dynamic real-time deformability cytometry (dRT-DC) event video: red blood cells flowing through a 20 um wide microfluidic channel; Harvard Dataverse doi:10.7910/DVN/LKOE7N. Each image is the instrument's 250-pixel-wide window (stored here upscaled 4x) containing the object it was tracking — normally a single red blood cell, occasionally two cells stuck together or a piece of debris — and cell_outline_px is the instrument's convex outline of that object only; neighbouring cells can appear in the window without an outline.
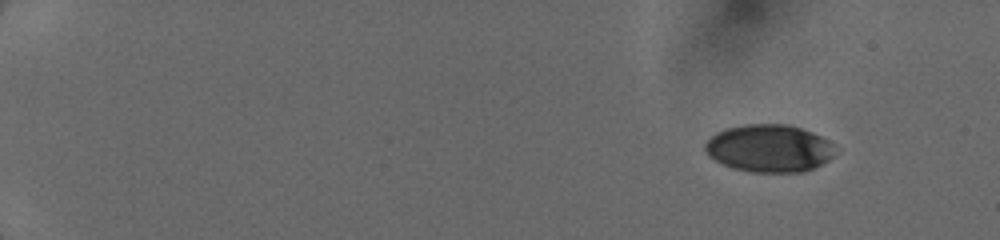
{"species": "human", "species_latin": "Homo sapiens", "temperature_condition": "cold", "stored_images_in_passage": 11, "camera_frame_rate_fps": 3000, "um_per_image_px": 0.085, "donor": {"sex": "female"}, "frame": {"image": 1, "passage_image": 3, "time_ms": 1.333, "image_size_px": [1000, 240], "cell_outline_px": [[832, 156], [828, 160], [804, 172], [752, 172], [732, 168], [708, 156], [704, 148], [704, 144], [716, 132], [724, 128], [744, 124], [788, 124], [812, 132], [828, 140], [832, 144]], "centroid_in_image_um": [65.33, 12.6], "position_along_channel_um": 19.7, "area_um2": 35.89}}
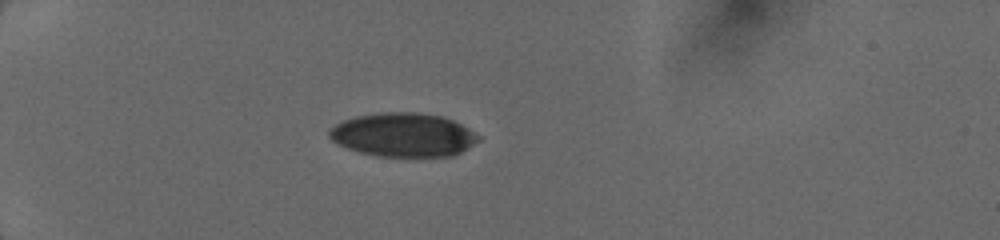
{"frame": {"image": 2, "passage_image": 8, "time_ms": 5.0, "image_size_px": [1000, 240], "cell_outline_px": [[480, 140], [468, 148], [452, 156], [376, 156], [360, 152], [348, 148], [332, 140], [328, 136], [328, 128], [344, 120], [356, 116], [384, 112], [416, 112], [440, 116], [452, 120], [468, 128], [480, 136]], "centroid_in_image_um": [34.27, 11.46], "position_along_channel_um": 50.7, "area_um2": 37.86}}
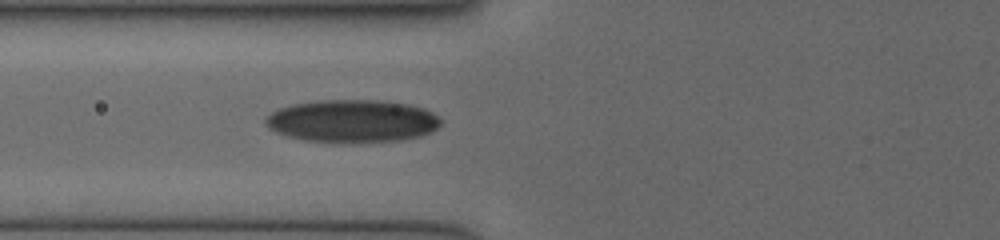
{"frame": {"image": 3, "passage_image": 11, "time_ms": 7.0, "image_size_px": [1000, 240], "cell_outline_px": [[440, 124], [436, 128], [420, 136], [396, 140], [304, 140], [288, 136], [276, 132], [268, 128], [264, 120], [272, 112], [280, 108], [292, 104], [324, 100], [380, 100], [408, 104], [424, 108], [432, 112], [440, 120]], "centroid_in_image_um": [29.93, 10.25], "position_along_channel_um": 95.9, "area_um2": 42.31}}